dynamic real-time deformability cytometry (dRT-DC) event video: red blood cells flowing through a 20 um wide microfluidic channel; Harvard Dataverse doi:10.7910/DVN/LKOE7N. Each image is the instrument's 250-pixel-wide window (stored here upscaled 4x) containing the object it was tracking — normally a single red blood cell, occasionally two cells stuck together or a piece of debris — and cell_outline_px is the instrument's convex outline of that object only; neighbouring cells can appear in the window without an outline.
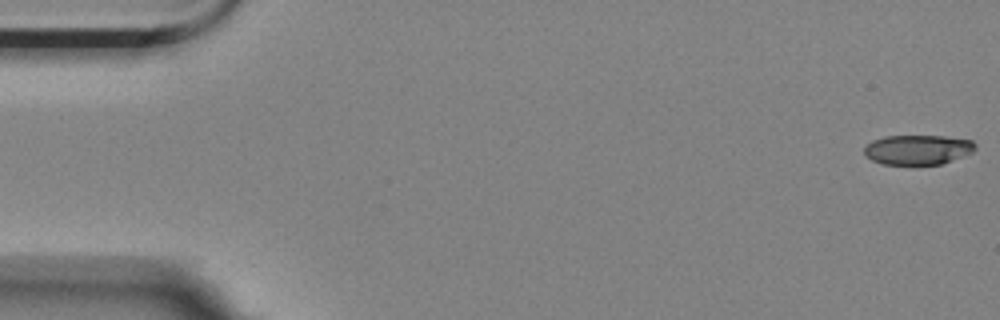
{"species": "Egyptian fruit bat (a non-hibernating species)", "species_latin": "Rousettus aegyptiacus", "temperature_condition": "room temperature", "stored_images_in_passage": 57, "camera_frame_rate_fps": 3000, "um_per_image_px": 0.085, "animal": {"sex": "female"}, "frame": {"image": 1, "passage_image": 1, "time_ms": 0.0, "image_size_px": [1000, 320], "cell_outline_px": [[976, 148], [972, 152], [964, 156], [940, 164], [884, 164], [872, 160], [864, 152], [864, 148], [872, 140], [884, 136], [944, 136], [972, 140], [976, 144]], "centroid_in_image_um": [78.03, 12.71], "position_along_channel_um": 7.0, "area_um2": 19.13}}
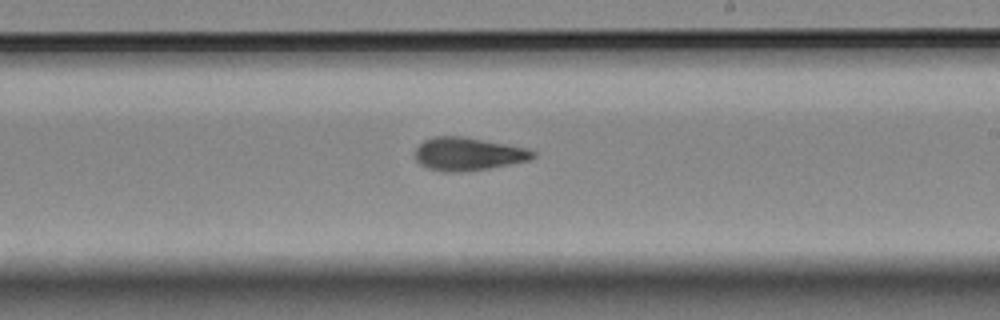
{"frame": {"image": 2, "passage_image": 33, "time_ms": 10.667, "image_size_px": [1000, 320], "cell_outline_px": [[536, 156], [528, 160], [488, 168], [460, 172], [444, 172], [428, 168], [420, 164], [416, 160], [416, 148], [424, 140], [432, 136], [464, 136], [524, 148], [536, 152]], "centroid_in_image_um": [39.74, 13.08], "position_along_channel_um": 249.3, "area_um2": 22.43}}
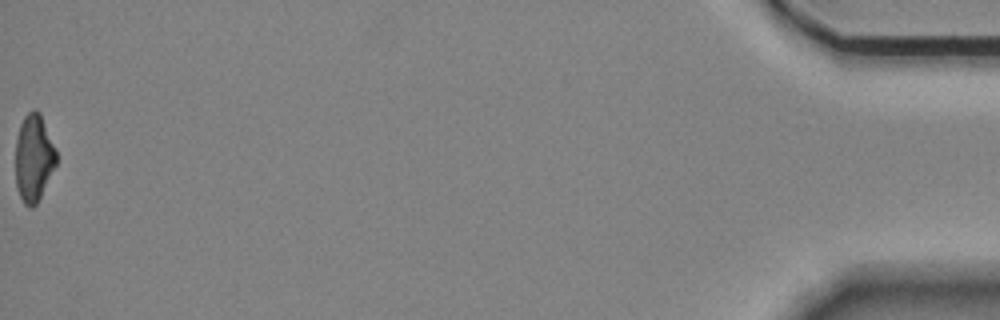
{"frame": {"image": 3, "passage_image": 57, "time_ms": 18.667, "image_size_px": [1000, 320], "cell_outline_px": [[56, 164], [36, 204], [32, 208], [28, 208], [24, 204], [16, 188], [16, 140], [20, 124], [24, 116], [32, 108], [36, 108], [40, 112], [56, 148]], "centroid_in_image_um": [2.86, 13.39], "position_along_channel_um": 432.3, "area_um2": 20.75}, "authors_computed_cell_mechanics": {"area_um2": 21.964, "velocity_mm_per_s": 3.5246, "shape_relaxation_time_tau1_ms": 4.4594, "shape_relaxation_time_tau2_ms": 2.629, "deformation_change_tau1": 0.1752, "deformation_change_tau2": 0.11}}